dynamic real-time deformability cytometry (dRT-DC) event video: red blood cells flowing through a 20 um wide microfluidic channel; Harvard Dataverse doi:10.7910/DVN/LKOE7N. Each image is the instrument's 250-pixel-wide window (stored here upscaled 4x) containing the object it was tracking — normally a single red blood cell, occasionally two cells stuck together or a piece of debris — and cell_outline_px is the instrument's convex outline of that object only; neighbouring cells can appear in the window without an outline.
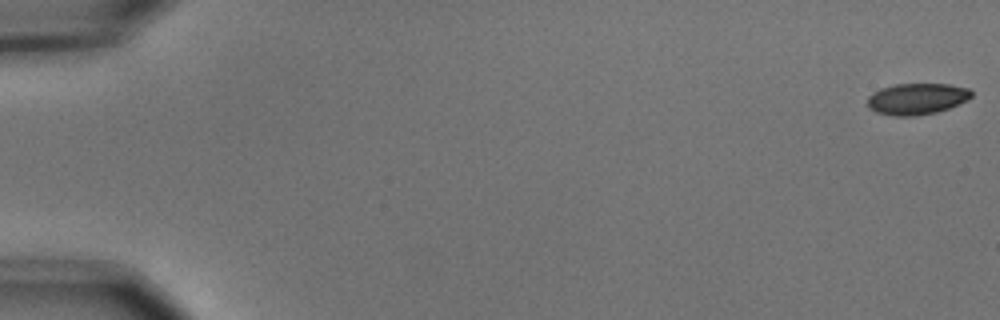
{"species": "common noctule bat (a hibernating species)", "species_latin": "Nyctalus noctula", "temperature_condition": "cold", "stored_images_in_passage": 55, "camera_frame_rate_fps": 3000, "um_per_image_px": 0.085, "animal": {"sex": "male", "body_mass_g": 15.6}, "frame": {"image": 1, "passage_image": 1, "time_ms": 0.0, "image_size_px": [1000, 320], "cell_outline_px": [[972, 96], [968, 100], [948, 108], [936, 112], [912, 116], [896, 116], [876, 112], [868, 108], [868, 96], [872, 92], [880, 88], [896, 84], [948, 84], [968, 88], [972, 92]], "centroid_in_image_um": [77.91, 8.39], "position_along_channel_um": 7.1, "area_um2": 18.96}}
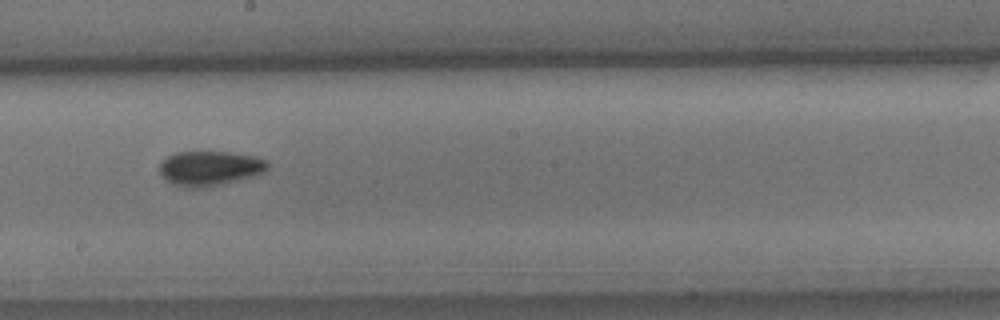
{"frame": {"image": 2, "passage_image": 32, "time_ms": 10.333, "image_size_px": [1000, 320], "cell_outline_px": [[268, 168], [264, 172], [252, 176], [204, 188], [188, 188], [172, 184], [160, 172], [160, 164], [168, 156], [176, 152], [228, 152], [252, 156], [264, 160], [268, 164]], "centroid_in_image_um": [17.81, 14.31], "position_along_channel_um": 230.4, "area_um2": 21.44}}
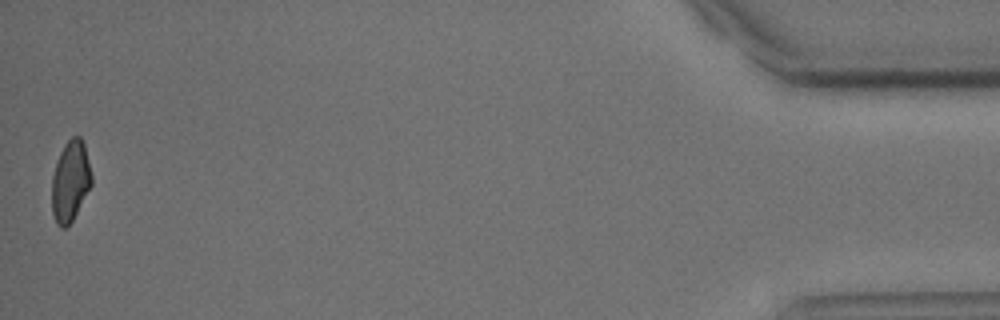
{"frame": {"image": 3, "passage_image": 55, "time_ms": 18.0, "image_size_px": [1000, 320], "cell_outline_px": [[92, 184], [72, 220], [64, 228], [60, 228], [56, 224], [52, 212], [52, 176], [56, 160], [64, 144], [72, 136], [80, 136], [84, 144], [92, 176]], "centroid_in_image_um": [5.96, 15.38], "position_along_channel_um": 429.2, "area_um2": 18.67}, "authors_computed_cell_mechanics": {"area_um2": 20.1144, "velocity_mm_per_s": 3.6971, "shape_relaxation_time_tau1_ms": 3.9272, "shape_relaxation_time_tau2_ms": 8.6662, "deformation_change_tau1": 0.1103, "deformation_change_tau2": 0.1287}}